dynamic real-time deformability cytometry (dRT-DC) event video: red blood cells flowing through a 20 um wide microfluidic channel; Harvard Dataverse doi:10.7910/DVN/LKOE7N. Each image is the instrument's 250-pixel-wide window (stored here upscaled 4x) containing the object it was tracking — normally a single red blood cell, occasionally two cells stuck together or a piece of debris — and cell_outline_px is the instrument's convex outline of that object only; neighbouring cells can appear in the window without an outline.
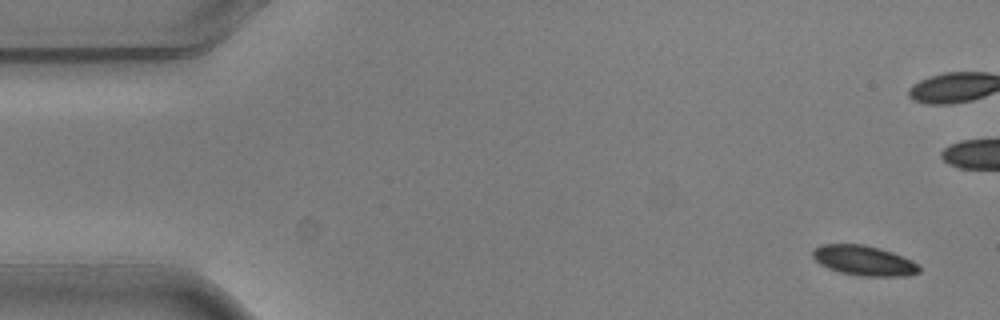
{"species": "common noctule bat (a hibernating species)", "species_latin": "Nyctalus noctula", "temperature_condition": "warm", "stored_images_in_passage": 10, "camera_frame_rate_fps": 3000, "um_per_image_px": 0.085, "animal": {"sex": "male", "body_mass_g": 20.5, "forearm_length_mm": 52.5}, "frame": {"image": 1, "passage_image": 1, "time_ms": 0.0, "image_size_px": [1000, 320], "cell_outline_px": [[920, 272], [908, 276], [860, 276], [840, 272], [828, 268], [820, 264], [812, 256], [812, 252], [820, 244], [864, 244], [880, 248], [892, 252], [912, 260], [920, 264]], "centroid_in_image_um": [73.46, 22.15], "position_along_channel_um": 11.5, "area_um2": 18.73}}